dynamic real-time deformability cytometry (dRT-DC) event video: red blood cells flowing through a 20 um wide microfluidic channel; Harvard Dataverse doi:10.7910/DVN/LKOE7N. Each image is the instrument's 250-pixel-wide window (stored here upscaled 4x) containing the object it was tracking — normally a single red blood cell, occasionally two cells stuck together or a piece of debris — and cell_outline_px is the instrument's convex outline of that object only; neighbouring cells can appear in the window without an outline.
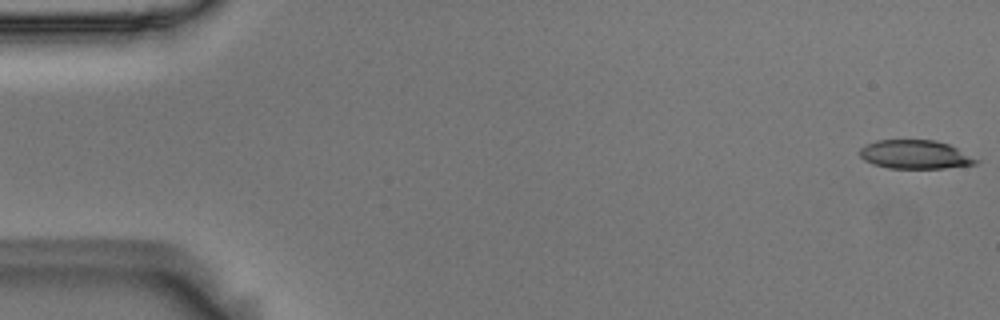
{"species": "Egyptian fruit bat (a non-hibernating species)", "species_latin": "Rousettus aegyptiacus", "temperature_condition": "room temperature", "stored_images_in_passage": 54, "camera_frame_rate_fps": 3000, "um_per_image_px": 0.085, "animal": {"sex": "male"}, "frame": {"image": 1, "passage_image": 1, "time_ms": 0.0, "image_size_px": [1000, 320], "cell_outline_px": [[980, 160], [976, 164], [944, 168], [888, 168], [872, 164], [864, 160], [860, 156], [860, 148], [876, 140], [936, 140], [948, 144]], "centroid_in_image_um": [77.77, 13.13], "position_along_channel_um": 7.2, "area_um2": 19.36}}
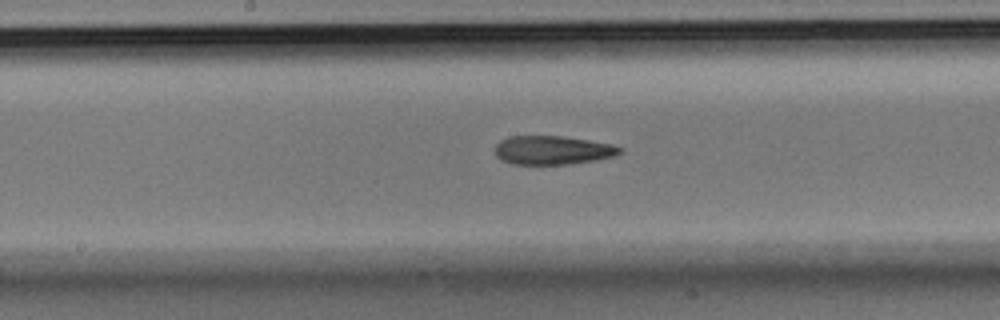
{"frame": {"image": 2, "passage_image": 28, "time_ms": 9.0, "image_size_px": [1000, 320], "cell_outline_px": [[624, 148], [620, 152], [612, 156], [592, 160], [568, 164], [512, 164], [500, 160], [496, 156], [496, 144], [500, 140], [508, 136], [564, 136], [612, 144]], "centroid_in_image_um": [46.92, 12.75], "position_along_channel_um": 201.3, "area_um2": 20.81}}
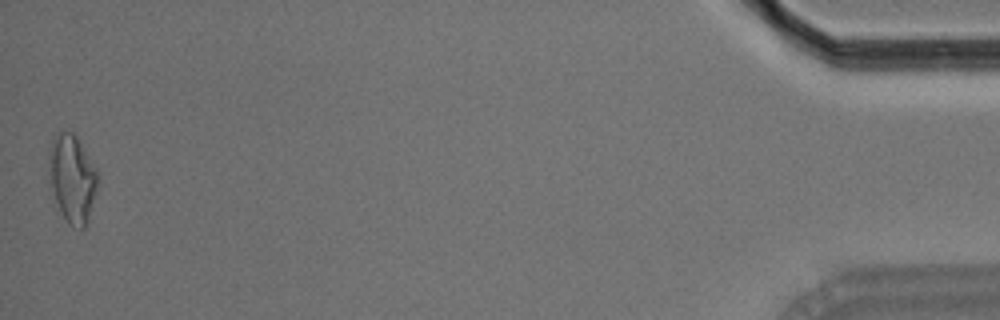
{"frame": {"image": 3, "passage_image": 54, "time_ms": 17.667, "image_size_px": [1000, 320], "cell_outline_px": [[100, 180], [88, 220], [84, 228], [72, 228], [68, 224], [56, 200], [52, 184], [48, 156], [48, 152], [52, 136], [56, 132], [72, 132], [76, 136], [96, 168]], "centroid_in_image_um": [6.17, 15.15], "position_along_channel_um": 429.0, "area_um2": 24.8}, "authors_computed_cell_mechanics": {"area_um2": 21.5305, "velocity_mm_per_s": 3.7101, "shape_relaxation_time_tau1_ms": null, "shape_relaxation_time_tau2_ms": 2.1759, "deformation_change_tau1": null, "deformation_change_tau2": 0.1165}}